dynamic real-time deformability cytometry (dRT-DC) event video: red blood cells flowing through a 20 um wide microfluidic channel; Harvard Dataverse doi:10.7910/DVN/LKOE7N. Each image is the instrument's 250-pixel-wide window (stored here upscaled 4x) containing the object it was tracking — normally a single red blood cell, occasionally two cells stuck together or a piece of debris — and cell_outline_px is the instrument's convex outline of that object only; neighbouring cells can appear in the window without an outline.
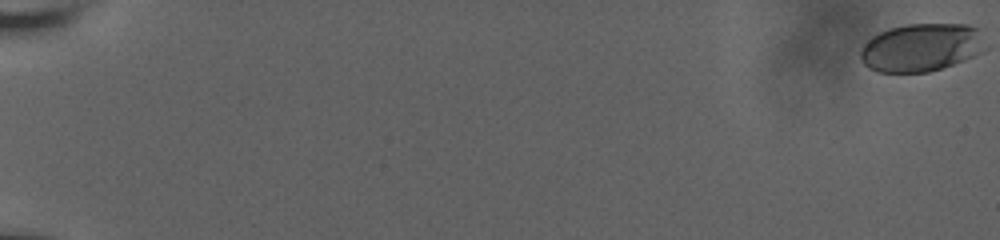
{"species": "human", "species_latin": "Homo sapiens", "temperature_condition": "room temperature", "stored_images_in_passage": 16, "camera_frame_rate_fps": 3000, "um_per_image_px": 0.085, "donor": {"sex": "male"}, "frame": {"image": 1, "passage_image": 1, "time_ms": 0.0, "image_size_px": [1000, 240], "cell_outline_px": [[980, 52], [964, 60], [928, 72], [876, 72], [868, 68], [860, 60], [860, 48], [872, 36], [888, 28], [908, 24], [968, 24], [980, 28]], "centroid_in_image_um": [78.21, 4.03], "position_along_channel_um": 6.8, "area_um2": 34.68}}
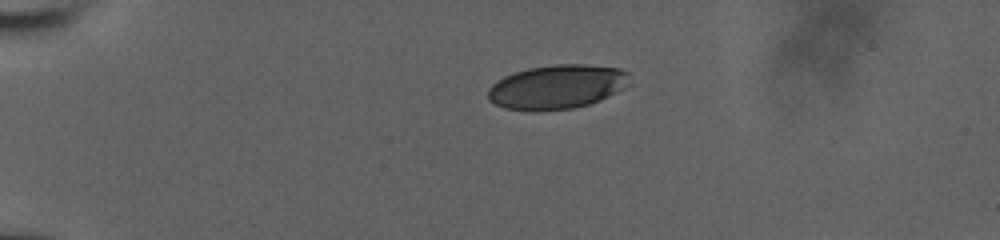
{"frame": {"image": 2, "passage_image": 15, "time_ms": 5.333, "image_size_px": [1000, 240], "cell_outline_px": [[632, 84], [600, 100], [588, 104], [572, 108], [504, 108], [488, 100], [488, 88], [492, 84], [504, 76], [512, 72], [528, 68], [556, 64], [584, 64], [620, 68], [628, 72]], "centroid_in_image_um": [47.4, 7.33], "position_along_channel_um": 37.6, "area_um2": 35.89}}